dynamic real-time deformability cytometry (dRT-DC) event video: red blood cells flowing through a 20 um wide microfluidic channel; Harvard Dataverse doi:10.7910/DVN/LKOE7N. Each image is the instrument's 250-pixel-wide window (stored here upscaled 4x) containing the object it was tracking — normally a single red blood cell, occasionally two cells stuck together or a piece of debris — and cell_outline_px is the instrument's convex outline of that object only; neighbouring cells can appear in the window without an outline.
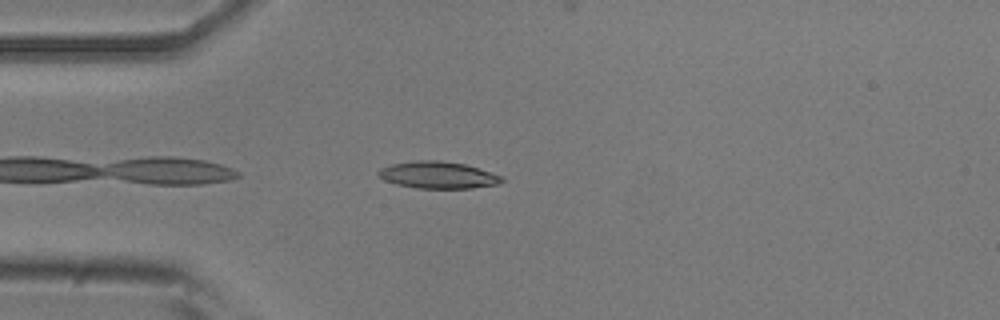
{"species": "common noctule bat (a hibernating species)", "species_latin": "Nyctalus noctula", "temperature_condition": "room temperature", "stored_images_in_passage": 23, "camera_frame_rate_fps": 3000, "um_per_image_px": 0.085, "animal": {"sex": "male", "body_mass_g": 20.5, "forearm_length_mm": 52.5}, "frame": {"image": 1, "passage_image": 2, "time_ms": 0.333, "image_size_px": [1000, 320], "cell_outline_px": [[504, 180], [500, 184], [472, 188], [416, 188], [396, 184], [384, 180], [376, 176], [376, 172], [380, 168], [392, 164], [416, 160], [436, 160], [464, 164], [504, 176]], "centroid_in_image_um": [37.21, 14.88], "position_along_channel_um": 47.8, "area_um2": 19.48}}
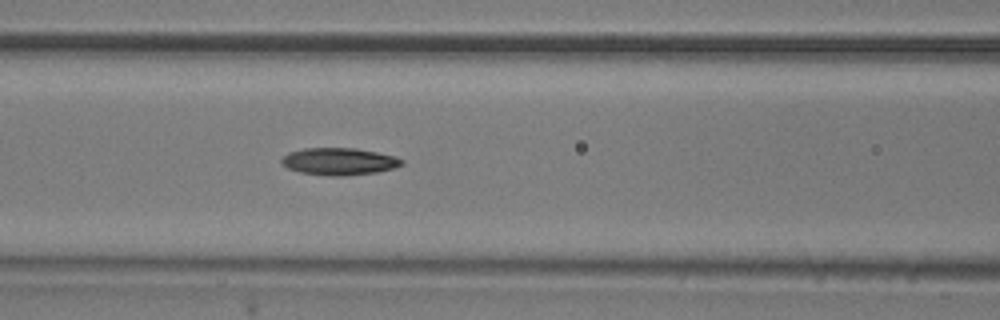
{"frame": {"image": 2, "passage_image": 10, "time_ms": 3.0, "image_size_px": [1000, 320], "cell_outline_px": [[404, 164], [392, 168], [376, 172], [344, 176], [328, 176], [300, 172], [288, 168], [280, 160], [288, 152], [304, 148], [356, 148], [396, 156], [404, 160]], "centroid_in_image_um": [28.83, 13.72], "position_along_channel_um": 137.8, "area_um2": 19.02}}
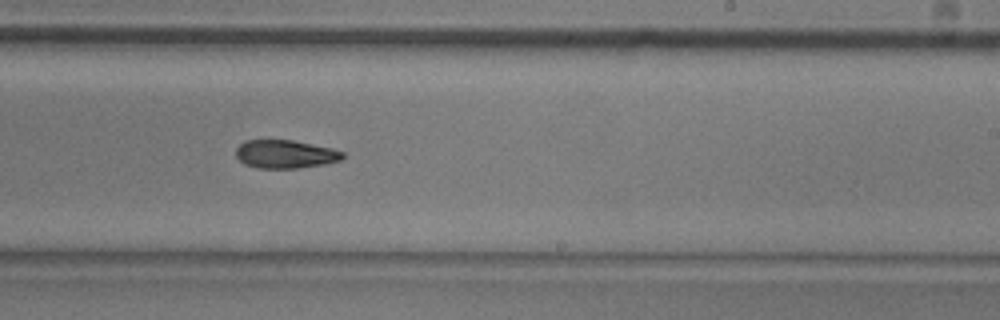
{"frame": {"image": 3, "passage_image": 20, "time_ms": 6.333, "image_size_px": [1000, 320], "cell_outline_px": [[344, 156], [340, 160], [324, 164], [296, 168], [256, 168], [244, 164], [236, 156], [236, 148], [244, 140], [292, 140], [332, 148], [344, 152]], "centroid_in_image_um": [24.23, 13.1], "position_along_channel_um": 264.8, "area_um2": 17.57}}